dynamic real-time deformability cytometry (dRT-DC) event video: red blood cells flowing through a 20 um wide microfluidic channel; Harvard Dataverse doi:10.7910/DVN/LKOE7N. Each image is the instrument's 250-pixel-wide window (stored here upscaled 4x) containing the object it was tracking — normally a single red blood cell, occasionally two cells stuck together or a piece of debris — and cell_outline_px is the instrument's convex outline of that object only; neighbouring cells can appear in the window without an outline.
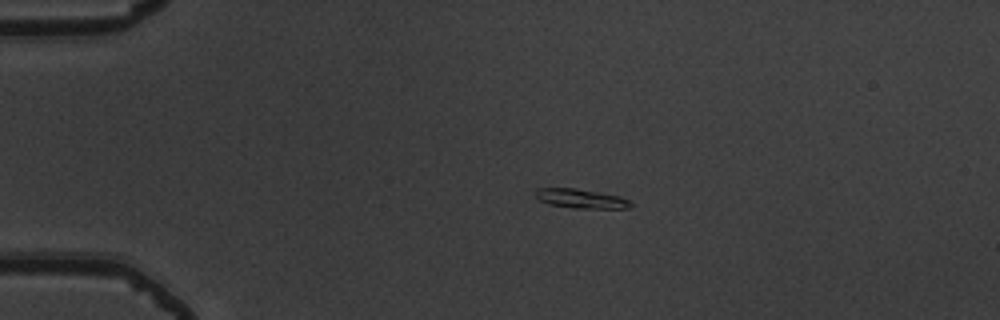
{"species": "common noctule bat (a hibernating species)", "species_latin": "Nyctalus noctula", "temperature_condition": "warm", "stored_images_in_passage": 42, "camera_frame_rate_fps": 3000, "um_per_image_px": 0.085, "animal": {"sex": "male", "body_mass_g": 19.5, "forearm_length_mm": 54.6}, "frame": {"image": 1, "passage_image": 1, "time_ms": 0.0, "image_size_px": [1000, 320], "cell_outline_px": [[632, 204], [628, 208], [572, 208], [548, 204], [540, 200], [536, 196], [536, 188], [576, 188], [600, 192], [620, 196], [632, 200]], "centroid_in_image_um": [49.41, 16.88], "position_along_channel_um": 35.6, "area_um2": 10.75}}
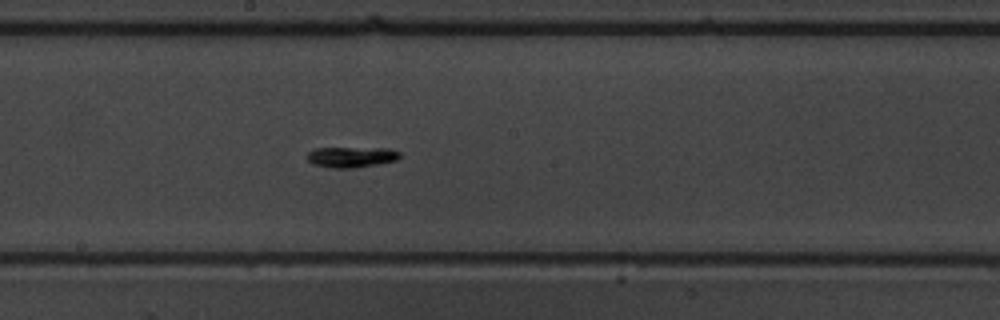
{"frame": {"image": 2, "passage_image": 19, "time_ms": 6.0, "image_size_px": [1000, 320], "cell_outline_px": [[400, 156], [396, 160], [356, 168], [332, 168], [312, 164], [304, 156], [308, 152], [316, 148], [388, 148], [400, 152]], "centroid_in_image_um": [29.82, 13.34], "position_along_channel_um": 218.4, "area_um2": 11.21}}
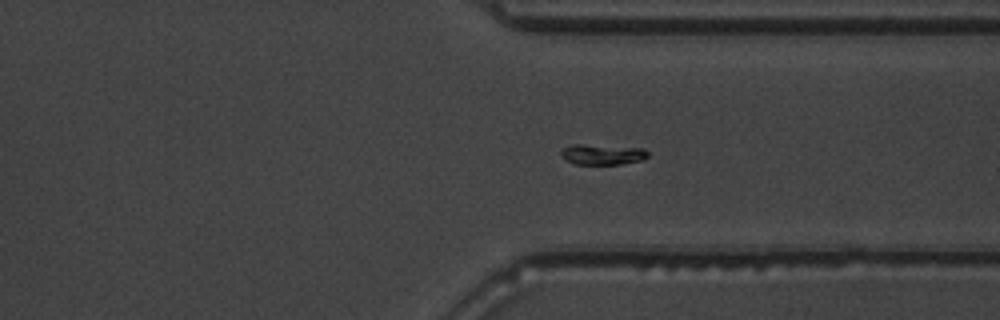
{"frame": {"image": 3, "passage_image": 30, "time_ms": 9.667, "image_size_px": [1000, 320], "cell_outline_px": [[648, 156], [640, 160], [620, 164], [572, 164], [564, 160], [560, 156], [560, 152], [564, 148], [572, 144], [584, 144], [644, 148], [648, 152]], "centroid_in_image_um": [51.15, 13.12], "position_along_channel_um": 360.3, "area_um2": 10.46}}